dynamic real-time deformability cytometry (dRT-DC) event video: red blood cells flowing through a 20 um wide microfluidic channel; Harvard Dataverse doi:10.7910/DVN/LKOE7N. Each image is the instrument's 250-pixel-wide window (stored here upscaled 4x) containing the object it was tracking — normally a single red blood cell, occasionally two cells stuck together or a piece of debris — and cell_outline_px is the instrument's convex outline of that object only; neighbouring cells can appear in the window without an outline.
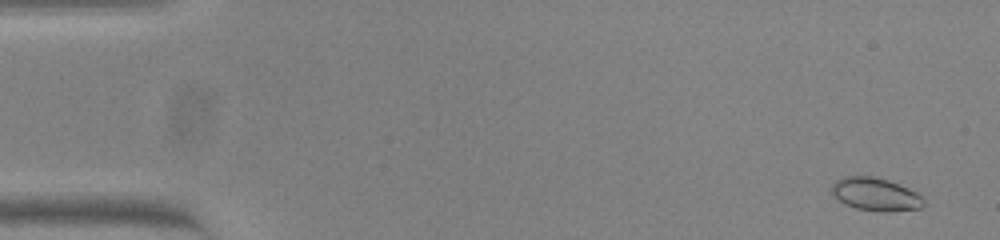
{"species": "common noctule bat (a hibernating species)", "species_latin": "Nyctalus noctula", "temperature_condition": "warm", "stored_images_in_passage": 56, "camera_frame_rate_fps": 3000, "um_per_image_px": 0.085, "animal": {"sex": "female", "body_mass_g": 23.0, "forearm_length_mm": 53.4}, "frame": {"image": 1, "passage_image": 3, "time_ms": 0.667, "image_size_px": [1000, 240], "cell_outline_px": [[924, 204], [920, 208], [892, 212], [880, 212], [856, 208], [844, 204], [832, 192], [832, 184], [836, 180], [844, 176], [876, 176], [888, 180], [908, 188], [916, 192], [924, 200]], "centroid_in_image_um": [74.43, 16.52], "position_along_channel_um": 10.6, "area_um2": 17.69}}
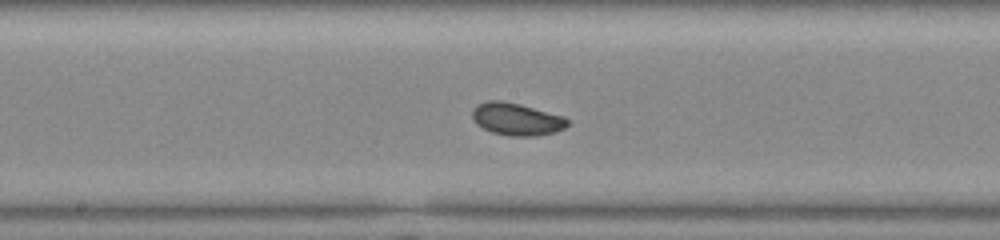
{"frame": {"image": 2, "passage_image": 29, "time_ms": 9.333, "image_size_px": [1000, 240], "cell_outline_px": [[568, 124], [564, 128], [556, 132], [536, 136], [508, 136], [492, 132], [476, 124], [472, 116], [472, 108], [476, 104], [488, 100], [500, 100], [520, 104], [564, 116], [568, 120]], "centroid_in_image_um": [43.89, 10.12], "position_along_channel_um": 204.3, "area_um2": 18.09}}
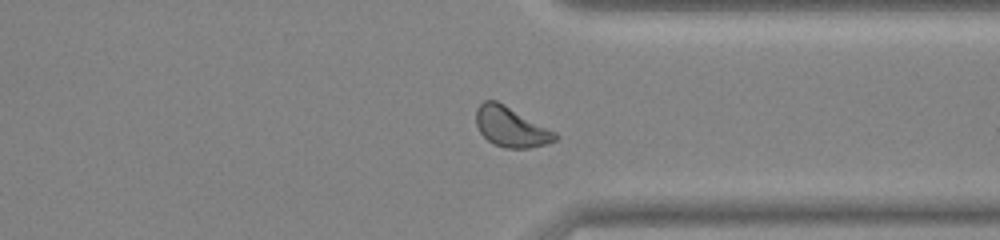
{"frame": {"image": 3, "passage_image": 42, "time_ms": 13.667, "image_size_px": [1000, 240], "cell_outline_px": [[560, 136], [556, 140], [544, 144], [528, 148], [504, 148], [488, 140], [480, 132], [476, 124], [476, 108], [484, 100], [496, 100], [504, 104], [556, 132]], "centroid_in_image_um": [43.43, 10.78], "position_along_channel_um": 368.0, "area_um2": 18.26}}